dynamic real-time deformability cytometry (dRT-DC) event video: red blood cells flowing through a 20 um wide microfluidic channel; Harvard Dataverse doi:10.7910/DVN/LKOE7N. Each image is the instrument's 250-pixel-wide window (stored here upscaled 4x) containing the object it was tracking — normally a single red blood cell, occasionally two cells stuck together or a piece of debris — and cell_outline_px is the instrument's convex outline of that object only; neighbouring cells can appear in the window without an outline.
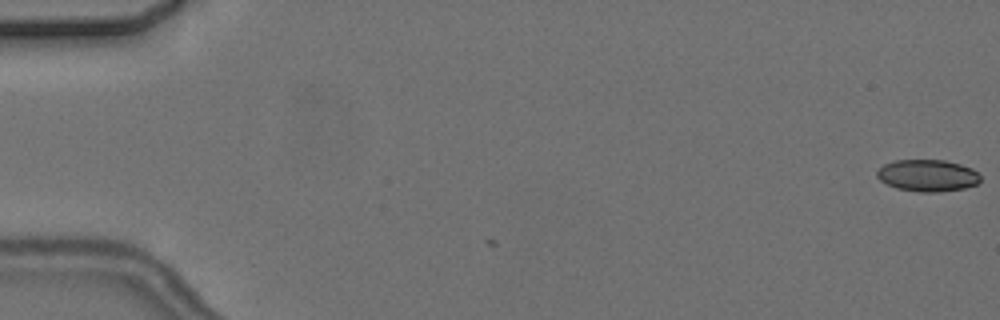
{"species": "common noctule bat (a hibernating species)", "species_latin": "Nyctalus noctula", "temperature_condition": "cold", "stored_images_in_passage": 2, "camera_frame_rate_fps": 3000, "um_per_image_px": 0.085, "animal": {"sex": "female", "body_mass_g": 24.6, "forearm_length_mm": 56.2}, "frame": {"image": 1, "passage_image": 2, "time_ms": 1.0, "image_size_px": [1000, 320], "cell_outline_px": [[980, 180], [976, 184], [964, 188], [936, 192], [920, 192], [896, 188], [880, 180], [876, 176], [876, 172], [884, 164], [896, 160], [944, 160], [960, 164], [972, 168], [980, 176]], "centroid_in_image_um": [78.83, 14.91], "position_along_channel_um": 6.2, "area_um2": 19.07}}